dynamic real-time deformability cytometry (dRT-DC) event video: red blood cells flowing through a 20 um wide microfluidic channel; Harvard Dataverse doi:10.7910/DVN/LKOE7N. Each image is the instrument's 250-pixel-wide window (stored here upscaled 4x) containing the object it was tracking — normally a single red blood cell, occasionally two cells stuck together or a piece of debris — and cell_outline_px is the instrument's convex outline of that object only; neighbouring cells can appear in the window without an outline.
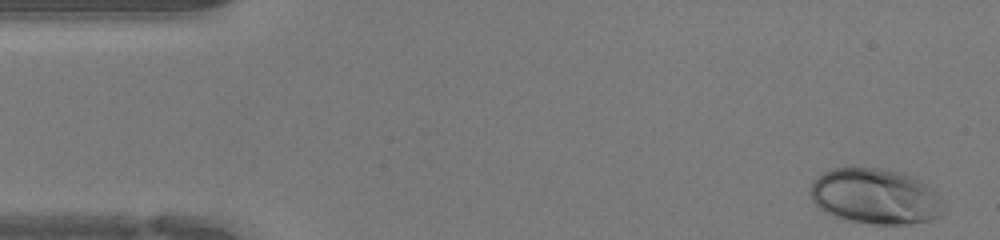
{"species": "human", "species_latin": "Homo sapiens", "temperature_condition": "warm", "stored_images_in_passage": 43, "camera_frame_rate_fps": 3000, "um_per_image_px": 0.085, "donor": {"sex": "female"}, "frame": {"image": 1, "passage_image": 1, "time_ms": 0.0, "image_size_px": [1000, 240], "cell_outline_px": [[944, 212], [940, 216], [932, 220], [908, 224], [876, 224], [852, 220], [836, 216], [824, 212], [812, 200], [812, 184], [824, 172], [832, 168], [884, 168], [908, 176], [924, 184], [936, 192], [940, 196]], "centroid_in_image_um": [74.43, 16.71], "position_along_channel_um": 10.6, "area_um2": 42.37}}
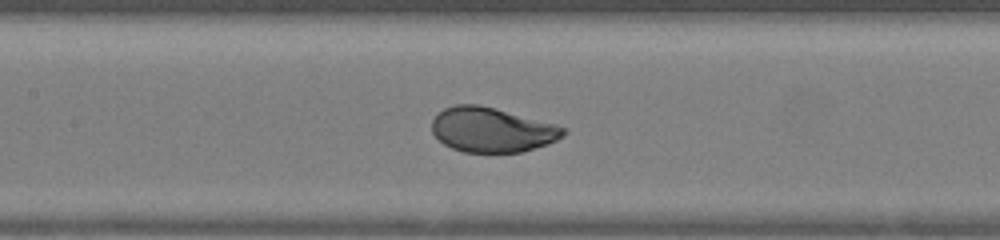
{"frame": {"image": 2, "passage_image": 19, "time_ms": 6.0, "image_size_px": [1000, 240], "cell_outline_px": [[568, 132], [564, 136], [548, 144], [520, 152], [464, 152], [452, 148], [444, 144], [432, 132], [432, 120], [436, 112], [444, 108], [456, 104], [480, 104], [568, 128]], "centroid_in_image_um": [41.79, 11.03], "position_along_channel_um": 165.6, "area_um2": 34.22}}
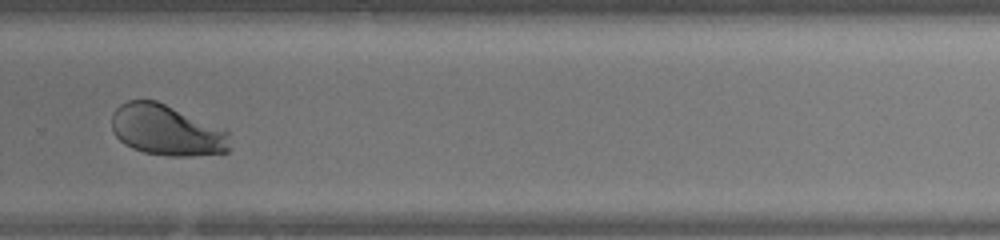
{"frame": {"image": 3, "passage_image": 29, "time_ms": 9.333, "image_size_px": [1000, 240], "cell_outline_px": [[228, 152], [192, 156], [168, 156], [144, 152], [132, 148], [124, 144], [112, 132], [112, 112], [120, 104], [128, 100], [156, 100], [228, 128]], "centroid_in_image_um": [14.18, 11.05], "position_along_channel_um": 315.6, "area_um2": 35.55}}